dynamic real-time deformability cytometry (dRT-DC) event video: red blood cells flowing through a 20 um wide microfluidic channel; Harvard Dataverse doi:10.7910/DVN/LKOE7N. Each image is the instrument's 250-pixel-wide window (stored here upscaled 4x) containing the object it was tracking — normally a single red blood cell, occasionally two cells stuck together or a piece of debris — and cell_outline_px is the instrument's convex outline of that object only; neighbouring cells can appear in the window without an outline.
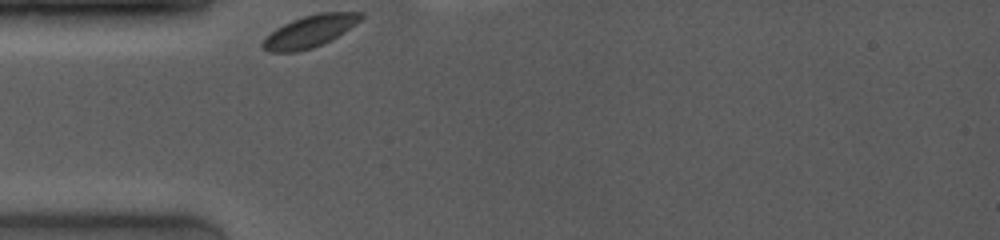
{"species": "common noctule bat (a hibernating species)", "species_latin": "Nyctalus noctula", "temperature_condition": "room temperature", "stored_images_in_passage": 20, "camera_frame_rate_fps": 4000, "um_per_image_px": 0.085, "animal": {"sex": "female", "body_mass_g": 19.0, "forearm_length_mm": 53.3}, "frame": {"image": 1, "passage_image": 1, "time_ms": 0.0, "image_size_px": [1000, 240], "cell_outline_px": [[364, 16], [356, 24], [332, 40], [312, 48], [296, 52], [268, 52], [260, 44], [276, 28], [292, 20], [304, 16], [320, 12], [364, 12]], "centroid_in_image_um": [26.36, 2.66], "position_along_channel_um": 58.6, "area_um2": 18.21}}
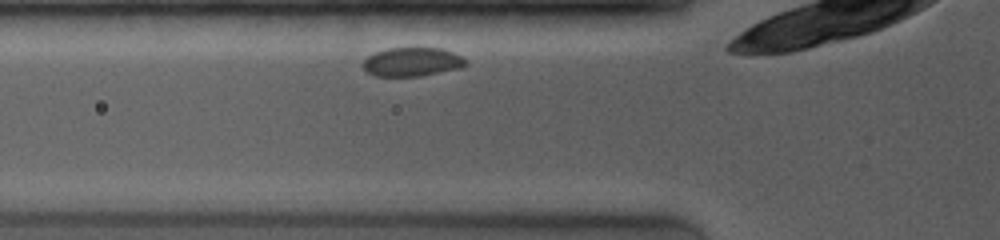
{"frame": {"image": 2, "passage_image": 4, "time_ms": 1.0, "image_size_px": [1000, 240], "cell_outline_px": [[468, 64], [464, 68], [420, 76], [376, 76], [368, 72], [360, 64], [368, 56], [376, 52], [388, 48], [440, 48], [452, 52], [460, 56]], "centroid_in_image_um": [35.03, 5.27], "position_along_channel_um": 90.8, "area_um2": 17.28}}